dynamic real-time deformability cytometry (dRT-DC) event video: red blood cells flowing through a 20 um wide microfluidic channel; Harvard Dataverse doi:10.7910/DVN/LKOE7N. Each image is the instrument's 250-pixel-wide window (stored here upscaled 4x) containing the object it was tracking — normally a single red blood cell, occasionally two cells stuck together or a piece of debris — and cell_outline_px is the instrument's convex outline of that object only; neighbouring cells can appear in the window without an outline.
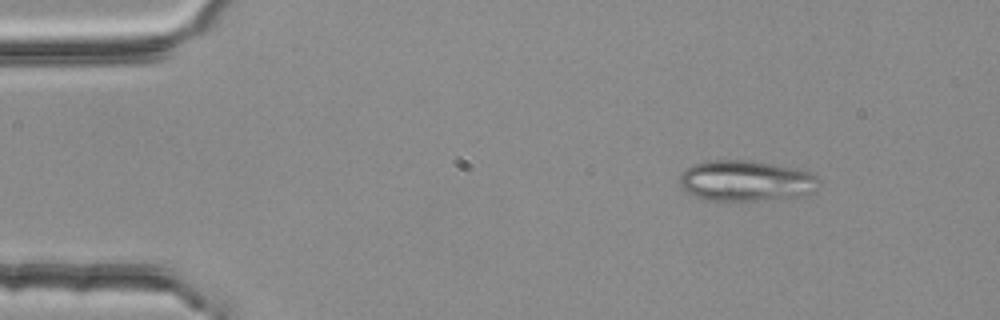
{"species": "common noctule bat (a hibernating species)", "species_latin": "Nyctalus noctula", "temperature_condition": "room temperature", "stored_images_in_passage": 2, "camera_frame_rate_fps": 3000, "um_per_image_px": 0.085, "animal": {"sex": "female", "body_mass_g": 25.1}, "frame": {"image": 1, "passage_image": 1, "time_ms": 0.0, "image_size_px": [1000, 320], "cell_outline_px": [[816, 192], [800, 196], [756, 200], [708, 200], [696, 196], [688, 192], [680, 184], [680, 176], [692, 164], [708, 160], [748, 160], [796, 168], [808, 172], [816, 176]], "centroid_in_image_um": [63.4, 15.36], "position_along_channel_um": 21.6, "area_um2": 32.6}}